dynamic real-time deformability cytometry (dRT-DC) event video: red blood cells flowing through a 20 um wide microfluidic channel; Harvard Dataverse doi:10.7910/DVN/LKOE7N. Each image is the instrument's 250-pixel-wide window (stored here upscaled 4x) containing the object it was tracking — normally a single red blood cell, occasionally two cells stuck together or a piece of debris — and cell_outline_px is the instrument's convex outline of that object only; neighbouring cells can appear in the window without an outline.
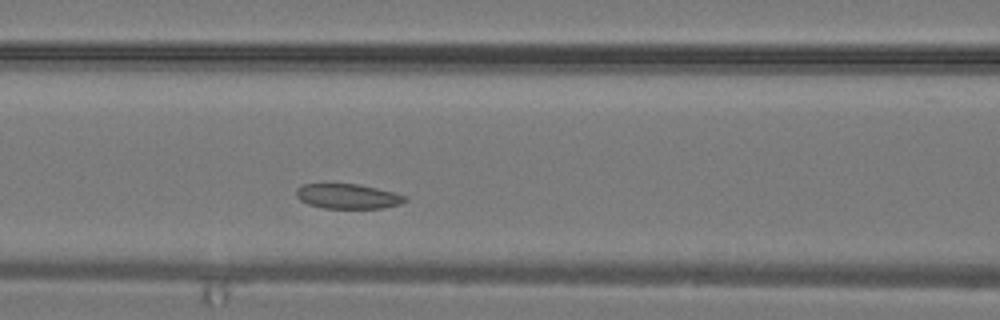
{"species": "common noctule bat (a hibernating species)", "species_latin": "Nyctalus noctula", "temperature_condition": "warm", "stored_images_in_passage": 26, "camera_frame_rate_fps": 3000, "um_per_image_px": 0.085, "animal": {"sex": "male", "body_mass_g": 19.2, "forearm_length_mm": 51.8}, "frame": {"image": 1, "passage_image": 7, "time_ms": 2.0, "image_size_px": [1000, 320], "cell_outline_px": [[408, 200], [400, 204], [380, 208], [324, 208], [308, 204], [300, 200], [296, 196], [296, 188], [304, 184], [356, 184], [376, 188], [408, 196]], "centroid_in_image_um": [29.56, 16.69], "position_along_channel_um": 137.0, "area_um2": 15.66}}
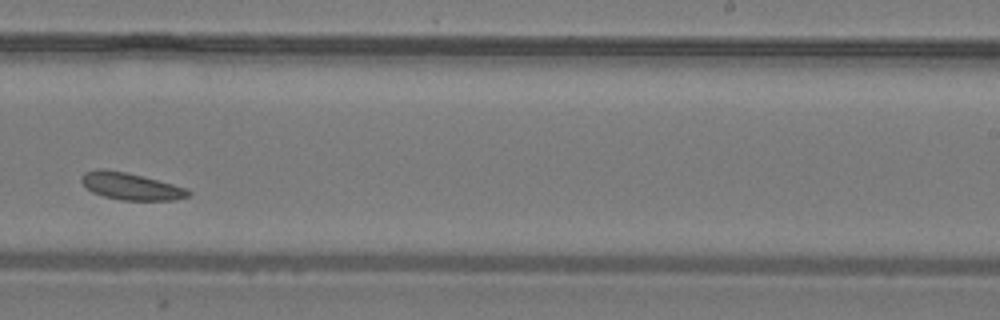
{"frame": {"image": 2, "passage_image": 14, "time_ms": 4.333, "image_size_px": [1000, 320], "cell_outline_px": [[192, 192], [188, 196], [172, 200], [120, 200], [104, 196], [92, 192], [80, 180], [80, 176], [84, 172], [96, 168], [104, 168], [124, 172], [188, 188]], "centroid_in_image_um": [11.08, 15.83], "position_along_channel_um": 277.9, "area_um2": 16.7}}
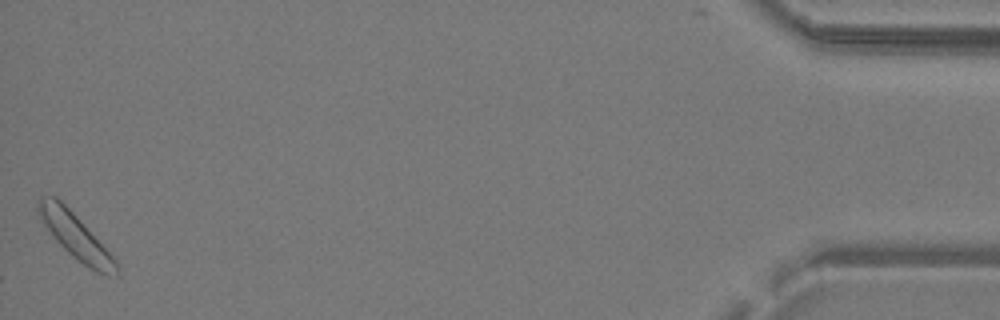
{"frame": {"image": 3, "passage_image": 26, "time_ms": 8.333, "image_size_px": [1000, 320], "cell_outline_px": [[120, 272], [116, 276], [108, 276], [96, 272], [88, 268], [72, 256], [52, 236], [36, 212], [36, 200], [40, 196], [56, 196], [76, 216], [120, 264]], "centroid_in_image_um": [6.42, 20.1], "position_along_channel_um": 428.8, "area_um2": 20.52}}